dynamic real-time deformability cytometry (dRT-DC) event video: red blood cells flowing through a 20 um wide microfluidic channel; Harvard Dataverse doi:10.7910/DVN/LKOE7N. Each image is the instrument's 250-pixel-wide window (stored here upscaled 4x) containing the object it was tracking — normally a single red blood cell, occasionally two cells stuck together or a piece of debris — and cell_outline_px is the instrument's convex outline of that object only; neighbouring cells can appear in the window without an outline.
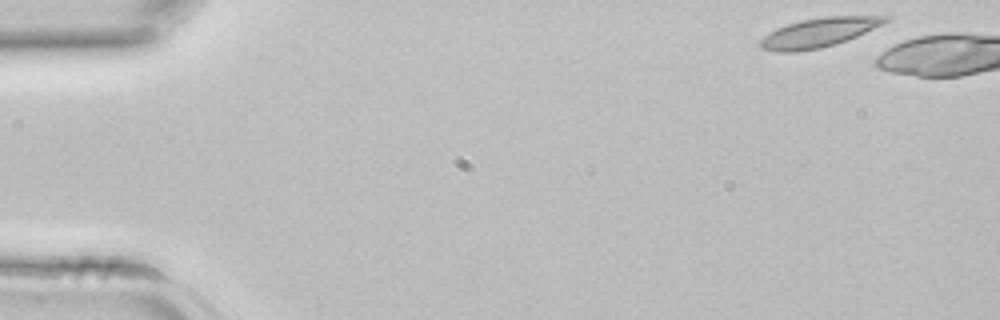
{"species": "common noctule bat (a hibernating species)", "species_latin": "Nyctalus noctula", "temperature_condition": "room temperature", "stored_images_in_passage": 17, "camera_frame_rate_fps": 3000, "um_per_image_px": 0.085, "animal": {"sex": "female", "body_mass_g": 22.7, "forearm_length_mm": 54.2}, "frame": {"image": 1, "passage_image": 1, "time_ms": 0.0, "image_size_px": [1000, 320], "cell_outline_px": [[892, 16], [888, 20], [856, 36], [836, 44], [820, 48], [796, 52], [776, 52], [760, 48], [760, 40], [764, 36], [776, 28], [788, 24], [804, 20], [824, 16]], "centroid_in_image_um": [69.54, 2.78], "position_along_channel_um": 15.5, "area_um2": 20.92}}